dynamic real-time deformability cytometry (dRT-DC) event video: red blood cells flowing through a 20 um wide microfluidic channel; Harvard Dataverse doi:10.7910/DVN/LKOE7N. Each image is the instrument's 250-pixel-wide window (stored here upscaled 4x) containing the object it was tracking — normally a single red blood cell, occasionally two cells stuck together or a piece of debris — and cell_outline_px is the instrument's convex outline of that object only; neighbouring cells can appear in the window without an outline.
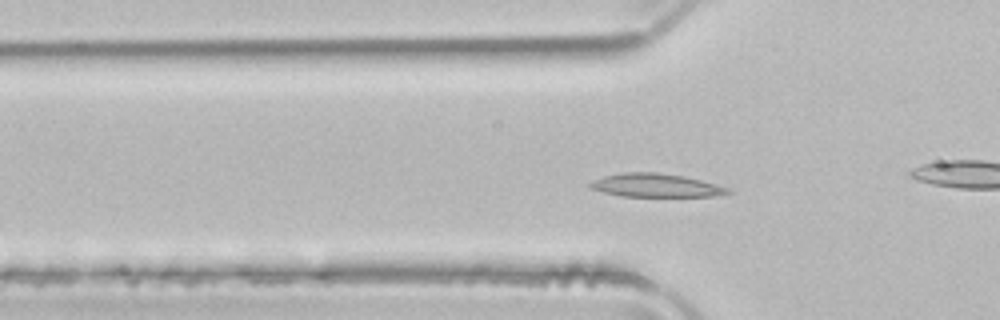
{"species": "common noctule bat (a hibernating species)", "species_latin": "Nyctalus noctula", "temperature_condition": "room temperature", "stored_images_in_passage": 49, "camera_frame_rate_fps": 3000, "um_per_image_px": 0.085, "animal": {"sex": "male", "body_mass_g": 21.5, "forearm_length_mm": 52.0}, "frame": {"image": 1, "passage_image": 13, "time_ms": 4.0, "image_size_px": [1000, 320], "cell_outline_px": [[732, 192], [712, 196], [620, 196], [588, 188], [588, 184], [592, 180], [604, 176], [624, 172], [656, 172], [684, 176], [716, 184], [728, 188]], "centroid_in_image_um": [55.68, 15.75], "position_along_channel_um": 70.1, "area_um2": 18.67}}
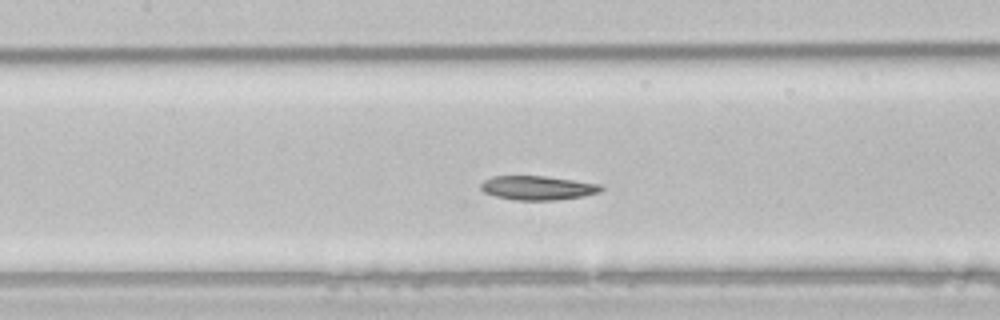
{"frame": {"image": 2, "passage_image": 20, "time_ms": 6.333, "image_size_px": [1000, 320], "cell_outline_px": [[604, 188], [600, 192], [584, 196], [556, 200], [512, 200], [496, 196], [484, 192], [480, 188], [480, 184], [484, 180], [492, 176], [544, 176], [600, 184]], "centroid_in_image_um": [45.69, 15.97], "position_along_channel_um": 161.7, "area_um2": 16.88}}
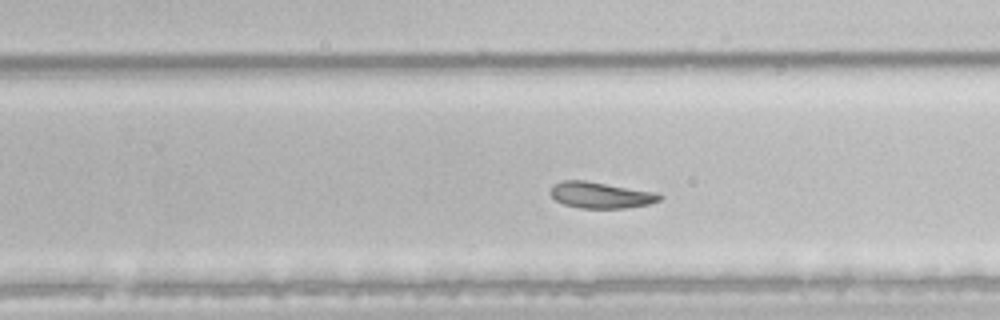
{"frame": {"image": 3, "passage_image": 29, "time_ms": 9.333, "image_size_px": [1000, 320], "cell_outline_px": [[664, 196], [660, 200], [648, 204], [624, 208], [580, 208], [564, 204], [556, 200], [548, 192], [552, 184], [560, 180], [584, 180], [660, 192]], "centroid_in_image_um": [51.06, 16.56], "position_along_channel_um": 278.7, "area_um2": 16.99}, "authors_computed_cell_mechanics": {"area_um2": 19.0162, "velocity_mm_per_s": 3.9177, "shape_relaxation_time_tau1_ms": 5.532, "shape_relaxation_time_tau2_ms": null, "deformation_change_tau1": 0.12, "deformation_change_tau2": null}}